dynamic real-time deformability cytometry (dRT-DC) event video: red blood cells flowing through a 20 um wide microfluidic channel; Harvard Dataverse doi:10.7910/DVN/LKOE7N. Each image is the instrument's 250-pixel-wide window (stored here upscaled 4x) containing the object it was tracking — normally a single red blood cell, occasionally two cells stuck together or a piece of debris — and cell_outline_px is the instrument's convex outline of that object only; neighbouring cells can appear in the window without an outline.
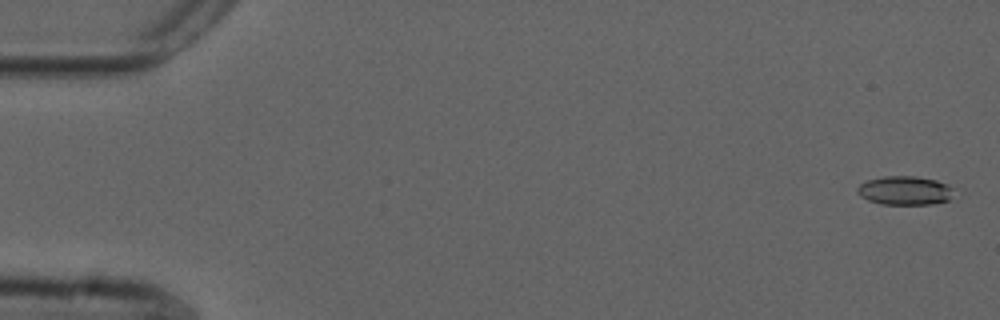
{"species": "common noctule bat (a hibernating species)", "species_latin": "Nyctalus noctula", "temperature_condition": "cold", "stored_images_in_passage": 12, "camera_frame_rate_fps": 3000, "um_per_image_px": 0.085, "animal": {"sex": "male", "forearm_length_mm": 52.5}, "frame": {"image": 1, "passage_image": 2, "time_ms": 0.333, "image_size_px": [1000, 320], "cell_outline_px": [[952, 188], [948, 200], [932, 204], [880, 204], [868, 200], [860, 196], [856, 192], [856, 188], [860, 184], [868, 180], [884, 176], [916, 176], [936, 180], [948, 184]], "centroid_in_image_um": [76.86, 16.19], "position_along_channel_um": 8.1, "area_um2": 16.13}}